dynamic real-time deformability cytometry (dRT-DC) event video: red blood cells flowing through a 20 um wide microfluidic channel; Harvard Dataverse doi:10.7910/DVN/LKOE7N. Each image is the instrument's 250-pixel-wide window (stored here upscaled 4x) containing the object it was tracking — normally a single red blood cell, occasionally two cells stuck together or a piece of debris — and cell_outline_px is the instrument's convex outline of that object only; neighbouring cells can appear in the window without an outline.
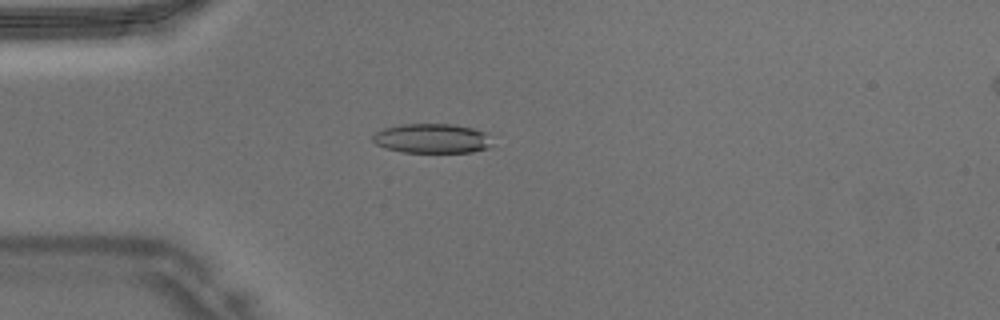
{"species": "Egyptian fruit bat (a non-hibernating species)", "species_latin": "Rousettus aegyptiacus", "temperature_condition": "warm", "stored_images_in_passage": 42, "camera_frame_rate_fps": 3000, "um_per_image_px": 0.085, "animal": {"sex": "male"}, "frame": {"image": 1, "passage_image": 9, "time_ms": 2.667, "image_size_px": [1000, 320], "cell_outline_px": [[492, 144], [488, 148], [472, 152], [400, 152], [376, 144], [372, 140], [372, 136], [376, 132], [384, 128], [404, 124], [452, 124], [472, 128], [488, 132]], "centroid_in_image_um": [36.75, 11.77], "position_along_channel_um": 48.2, "area_um2": 20.58}}
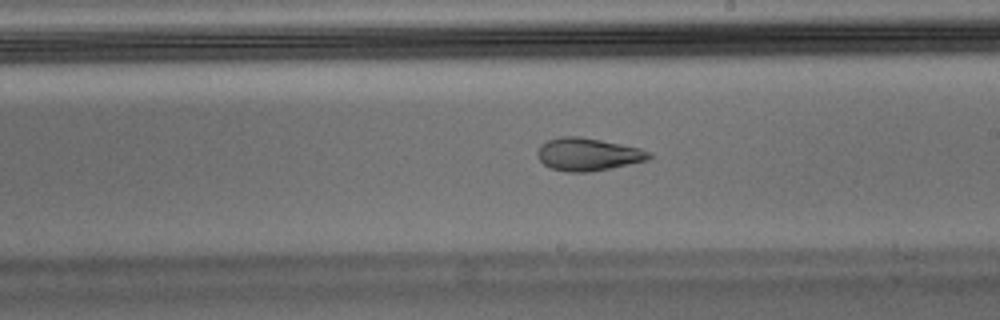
{"frame": {"image": 2, "passage_image": 23, "time_ms": 7.333, "image_size_px": [1000, 320], "cell_outline_px": [[652, 156], [648, 160], [588, 172], [568, 172], [552, 168], [544, 164], [536, 156], [536, 152], [540, 144], [548, 140], [560, 136], [580, 136], [640, 148], [652, 152]], "centroid_in_image_um": [49.95, 13.11], "position_along_channel_um": 239.1, "area_um2": 21.21}}
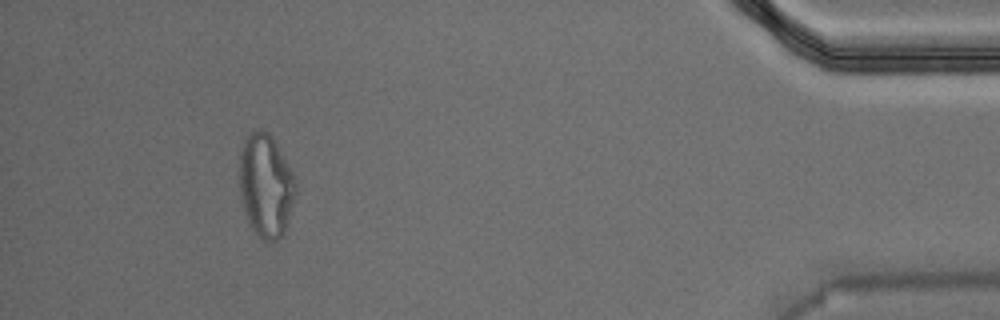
{"frame": {"image": 3, "passage_image": 39, "time_ms": 12.667, "image_size_px": [1000, 320], "cell_outline_px": [[296, 192], [284, 236], [268, 244], [252, 228], [244, 212], [240, 200], [240, 152], [244, 140], [252, 128], [260, 128], [268, 132], [272, 136], [292, 172], [296, 180]], "centroid_in_image_um": [22.59, 15.77], "position_along_channel_um": 412.6, "area_um2": 34.16}}